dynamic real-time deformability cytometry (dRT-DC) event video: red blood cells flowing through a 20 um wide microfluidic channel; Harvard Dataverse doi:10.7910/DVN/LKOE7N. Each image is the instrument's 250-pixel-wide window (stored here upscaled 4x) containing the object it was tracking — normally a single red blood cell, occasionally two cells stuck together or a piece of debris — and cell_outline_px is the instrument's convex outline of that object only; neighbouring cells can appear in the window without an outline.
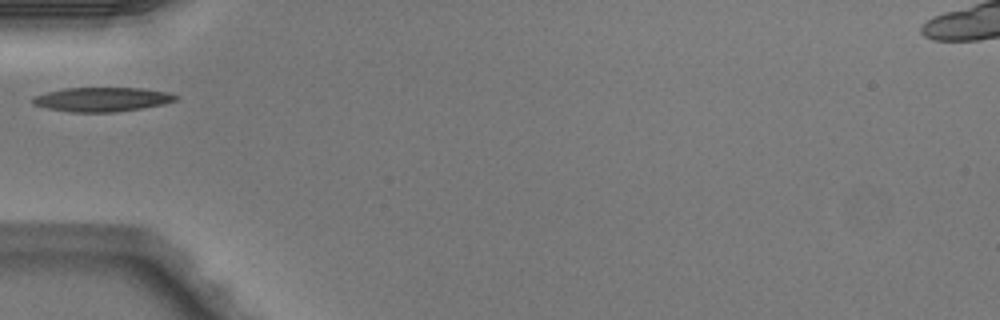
{"species": "Egyptian fruit bat (a non-hibernating species)", "species_latin": "Rousettus aegyptiacus", "temperature_condition": "warm", "stored_images_in_passage": 3, "camera_frame_rate_fps": 3000, "um_per_image_px": 0.085, "animal": {"sex": "male"}, "frame": {"image": 1, "passage_image": 3, "time_ms": 0.667, "image_size_px": [1000, 320], "cell_outline_px": [[180, 96], [176, 100], [164, 104], [116, 112], [68, 112], [44, 108], [32, 104], [32, 100], [36, 96], [48, 92], [64, 88], [140, 88], [168, 92]], "centroid_in_image_um": [8.68, 8.45], "position_along_channel_um": 76.3, "area_um2": 20.17}}